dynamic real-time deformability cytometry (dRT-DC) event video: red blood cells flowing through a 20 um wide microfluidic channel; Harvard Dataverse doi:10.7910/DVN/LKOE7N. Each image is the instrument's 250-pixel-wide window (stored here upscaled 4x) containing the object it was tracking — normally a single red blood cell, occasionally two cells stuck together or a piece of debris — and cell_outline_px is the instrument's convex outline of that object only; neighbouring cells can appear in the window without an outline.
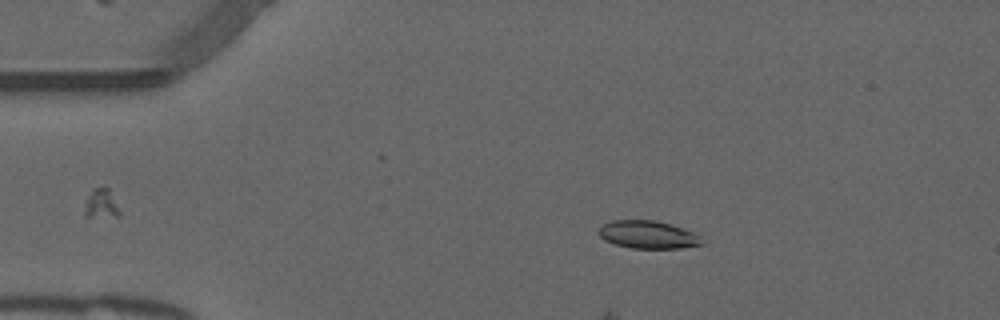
{"species": "common noctule bat (a hibernating species)", "species_latin": "Nyctalus noctula", "temperature_condition": "warm", "stored_images_in_passage": 54, "camera_frame_rate_fps": 3000, "um_per_image_px": 0.085, "animal": {"sex": "male", "forearm_length_mm": 52.5}, "frame": {"image": 1, "passage_image": 9, "time_ms": 2.667, "image_size_px": [1000, 320], "cell_outline_px": [[704, 244], [680, 248], [632, 248], [616, 244], [604, 240], [596, 232], [604, 224], [612, 220], [656, 220], [672, 224], [692, 232], [700, 236]], "centroid_in_image_um": [55.07, 19.94], "position_along_channel_um": 29.9, "area_um2": 16.7}}